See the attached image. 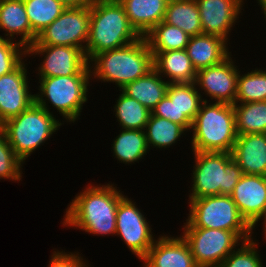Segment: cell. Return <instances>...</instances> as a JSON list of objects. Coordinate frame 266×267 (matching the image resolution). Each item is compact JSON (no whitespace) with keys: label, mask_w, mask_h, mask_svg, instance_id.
I'll return each mask as SVG.
<instances>
[{"label":"cell","mask_w":266,"mask_h":267,"mask_svg":"<svg viewBox=\"0 0 266 267\" xmlns=\"http://www.w3.org/2000/svg\"><path fill=\"white\" fill-rule=\"evenodd\" d=\"M25 163L15 154L9 145L5 132L0 125V181L19 182L23 179V166Z\"/></svg>","instance_id":"836d02e7"},{"label":"cell","mask_w":266,"mask_h":267,"mask_svg":"<svg viewBox=\"0 0 266 267\" xmlns=\"http://www.w3.org/2000/svg\"><path fill=\"white\" fill-rule=\"evenodd\" d=\"M119 134L112 140L111 152L117 163L133 165L145 160L149 147L144 130L121 129ZM119 161V162H118Z\"/></svg>","instance_id":"cb8c5ba5"},{"label":"cell","mask_w":266,"mask_h":267,"mask_svg":"<svg viewBox=\"0 0 266 267\" xmlns=\"http://www.w3.org/2000/svg\"><path fill=\"white\" fill-rule=\"evenodd\" d=\"M238 135L266 133V101L233 105Z\"/></svg>","instance_id":"f1b7e54d"},{"label":"cell","mask_w":266,"mask_h":267,"mask_svg":"<svg viewBox=\"0 0 266 267\" xmlns=\"http://www.w3.org/2000/svg\"><path fill=\"white\" fill-rule=\"evenodd\" d=\"M133 198L127 195L119 202L116 212V234L135 257L141 261L158 236L150 221ZM156 236V237H155Z\"/></svg>","instance_id":"8fae6325"},{"label":"cell","mask_w":266,"mask_h":267,"mask_svg":"<svg viewBox=\"0 0 266 267\" xmlns=\"http://www.w3.org/2000/svg\"><path fill=\"white\" fill-rule=\"evenodd\" d=\"M189 133L192 151L231 153L238 137L233 105L203 101Z\"/></svg>","instance_id":"277c9868"},{"label":"cell","mask_w":266,"mask_h":267,"mask_svg":"<svg viewBox=\"0 0 266 267\" xmlns=\"http://www.w3.org/2000/svg\"><path fill=\"white\" fill-rule=\"evenodd\" d=\"M230 196L241 216L256 231L266 215V176L243 174Z\"/></svg>","instance_id":"e0dca14e"},{"label":"cell","mask_w":266,"mask_h":267,"mask_svg":"<svg viewBox=\"0 0 266 267\" xmlns=\"http://www.w3.org/2000/svg\"><path fill=\"white\" fill-rule=\"evenodd\" d=\"M27 60L28 58L11 73L0 76V125L19 115L35 102L28 75L30 73L27 71Z\"/></svg>","instance_id":"9a60e30c"},{"label":"cell","mask_w":266,"mask_h":267,"mask_svg":"<svg viewBox=\"0 0 266 267\" xmlns=\"http://www.w3.org/2000/svg\"><path fill=\"white\" fill-rule=\"evenodd\" d=\"M144 132L149 150L155 148L160 151L164 149L168 150L172 146L174 147L178 141L180 142L181 138L188 135L187 131L181 125L155 116L152 113L144 128Z\"/></svg>","instance_id":"484cf974"},{"label":"cell","mask_w":266,"mask_h":267,"mask_svg":"<svg viewBox=\"0 0 266 267\" xmlns=\"http://www.w3.org/2000/svg\"><path fill=\"white\" fill-rule=\"evenodd\" d=\"M27 58V49L20 43L0 35V76L11 73Z\"/></svg>","instance_id":"e575fe53"},{"label":"cell","mask_w":266,"mask_h":267,"mask_svg":"<svg viewBox=\"0 0 266 267\" xmlns=\"http://www.w3.org/2000/svg\"><path fill=\"white\" fill-rule=\"evenodd\" d=\"M163 22L178 27L190 37L203 33L195 0H169Z\"/></svg>","instance_id":"4316f807"},{"label":"cell","mask_w":266,"mask_h":267,"mask_svg":"<svg viewBox=\"0 0 266 267\" xmlns=\"http://www.w3.org/2000/svg\"><path fill=\"white\" fill-rule=\"evenodd\" d=\"M190 173L188 199L214 195H231L243 175L241 168L228 152H196Z\"/></svg>","instance_id":"8992f818"},{"label":"cell","mask_w":266,"mask_h":267,"mask_svg":"<svg viewBox=\"0 0 266 267\" xmlns=\"http://www.w3.org/2000/svg\"><path fill=\"white\" fill-rule=\"evenodd\" d=\"M137 33L144 37L164 19L169 0H118Z\"/></svg>","instance_id":"7402d4cb"},{"label":"cell","mask_w":266,"mask_h":267,"mask_svg":"<svg viewBox=\"0 0 266 267\" xmlns=\"http://www.w3.org/2000/svg\"><path fill=\"white\" fill-rule=\"evenodd\" d=\"M259 246L256 236L243 241L223 260L219 267H264L265 263Z\"/></svg>","instance_id":"d6a6232c"},{"label":"cell","mask_w":266,"mask_h":267,"mask_svg":"<svg viewBox=\"0 0 266 267\" xmlns=\"http://www.w3.org/2000/svg\"><path fill=\"white\" fill-rule=\"evenodd\" d=\"M261 225H262V232L261 233H263L264 232V234H261V235H264V238H265V240H266V215H265V217L263 218V220L261 221Z\"/></svg>","instance_id":"f35d334b"},{"label":"cell","mask_w":266,"mask_h":267,"mask_svg":"<svg viewBox=\"0 0 266 267\" xmlns=\"http://www.w3.org/2000/svg\"><path fill=\"white\" fill-rule=\"evenodd\" d=\"M66 7H82L90 5L91 0H59Z\"/></svg>","instance_id":"8d00e7d4"},{"label":"cell","mask_w":266,"mask_h":267,"mask_svg":"<svg viewBox=\"0 0 266 267\" xmlns=\"http://www.w3.org/2000/svg\"><path fill=\"white\" fill-rule=\"evenodd\" d=\"M37 79L38 87L36 85L35 89L38 92L34 93L35 102L50 114H54L56 110L57 115L62 116L63 124L78 122L84 110L83 106L88 103L89 88L93 84L91 75L38 77Z\"/></svg>","instance_id":"5b68a950"},{"label":"cell","mask_w":266,"mask_h":267,"mask_svg":"<svg viewBox=\"0 0 266 267\" xmlns=\"http://www.w3.org/2000/svg\"><path fill=\"white\" fill-rule=\"evenodd\" d=\"M32 31L39 35L67 8L59 0H23Z\"/></svg>","instance_id":"1f68e13d"},{"label":"cell","mask_w":266,"mask_h":267,"mask_svg":"<svg viewBox=\"0 0 266 267\" xmlns=\"http://www.w3.org/2000/svg\"><path fill=\"white\" fill-rule=\"evenodd\" d=\"M93 82L109 83L122 89L126 84L148 74L153 65V54L144 37L118 48L100 52L90 61Z\"/></svg>","instance_id":"7a4b0ae2"},{"label":"cell","mask_w":266,"mask_h":267,"mask_svg":"<svg viewBox=\"0 0 266 267\" xmlns=\"http://www.w3.org/2000/svg\"><path fill=\"white\" fill-rule=\"evenodd\" d=\"M243 69L246 72L239 70L237 78L235 103L266 101V66Z\"/></svg>","instance_id":"4dcf8cb0"},{"label":"cell","mask_w":266,"mask_h":267,"mask_svg":"<svg viewBox=\"0 0 266 267\" xmlns=\"http://www.w3.org/2000/svg\"><path fill=\"white\" fill-rule=\"evenodd\" d=\"M90 5L67 7L30 46H70L85 51L89 37Z\"/></svg>","instance_id":"30bf717a"},{"label":"cell","mask_w":266,"mask_h":267,"mask_svg":"<svg viewBox=\"0 0 266 267\" xmlns=\"http://www.w3.org/2000/svg\"><path fill=\"white\" fill-rule=\"evenodd\" d=\"M141 36L130 24L123 6L116 0H91L86 56L127 46Z\"/></svg>","instance_id":"3957f363"},{"label":"cell","mask_w":266,"mask_h":267,"mask_svg":"<svg viewBox=\"0 0 266 267\" xmlns=\"http://www.w3.org/2000/svg\"><path fill=\"white\" fill-rule=\"evenodd\" d=\"M229 48L230 43L223 38L202 33L190 37L185 50L198 71L223 62L232 54Z\"/></svg>","instance_id":"44dd1931"},{"label":"cell","mask_w":266,"mask_h":267,"mask_svg":"<svg viewBox=\"0 0 266 267\" xmlns=\"http://www.w3.org/2000/svg\"><path fill=\"white\" fill-rule=\"evenodd\" d=\"M117 186L111 181L105 184L88 183L67 205L62 227L85 231L93 236L115 237L117 207L126 196Z\"/></svg>","instance_id":"6da1fadb"},{"label":"cell","mask_w":266,"mask_h":267,"mask_svg":"<svg viewBox=\"0 0 266 267\" xmlns=\"http://www.w3.org/2000/svg\"><path fill=\"white\" fill-rule=\"evenodd\" d=\"M202 102L194 82L169 83L166 95L151 113L181 125L189 134Z\"/></svg>","instance_id":"4fadbf2b"},{"label":"cell","mask_w":266,"mask_h":267,"mask_svg":"<svg viewBox=\"0 0 266 267\" xmlns=\"http://www.w3.org/2000/svg\"><path fill=\"white\" fill-rule=\"evenodd\" d=\"M151 52L186 49L190 36L176 26L161 22L145 36Z\"/></svg>","instance_id":"f546056e"},{"label":"cell","mask_w":266,"mask_h":267,"mask_svg":"<svg viewBox=\"0 0 266 267\" xmlns=\"http://www.w3.org/2000/svg\"><path fill=\"white\" fill-rule=\"evenodd\" d=\"M168 85L169 83L155 69H152L145 76L126 84L120 90L152 112L166 95Z\"/></svg>","instance_id":"d4e9b609"},{"label":"cell","mask_w":266,"mask_h":267,"mask_svg":"<svg viewBox=\"0 0 266 267\" xmlns=\"http://www.w3.org/2000/svg\"><path fill=\"white\" fill-rule=\"evenodd\" d=\"M257 1V6H260L259 8H260V12H261V14H263V18L265 19V21H266V0H256Z\"/></svg>","instance_id":"74e56055"},{"label":"cell","mask_w":266,"mask_h":267,"mask_svg":"<svg viewBox=\"0 0 266 267\" xmlns=\"http://www.w3.org/2000/svg\"><path fill=\"white\" fill-rule=\"evenodd\" d=\"M238 64L231 54L220 64L197 71L194 83L203 101L235 104Z\"/></svg>","instance_id":"5bb4252c"},{"label":"cell","mask_w":266,"mask_h":267,"mask_svg":"<svg viewBox=\"0 0 266 267\" xmlns=\"http://www.w3.org/2000/svg\"><path fill=\"white\" fill-rule=\"evenodd\" d=\"M180 230L198 267H219L243 242L235 232L222 229L182 227Z\"/></svg>","instance_id":"9c48e42d"},{"label":"cell","mask_w":266,"mask_h":267,"mask_svg":"<svg viewBox=\"0 0 266 267\" xmlns=\"http://www.w3.org/2000/svg\"><path fill=\"white\" fill-rule=\"evenodd\" d=\"M60 118L34 102L19 115L1 124L9 145L25 163L63 126Z\"/></svg>","instance_id":"52a82bcc"},{"label":"cell","mask_w":266,"mask_h":267,"mask_svg":"<svg viewBox=\"0 0 266 267\" xmlns=\"http://www.w3.org/2000/svg\"><path fill=\"white\" fill-rule=\"evenodd\" d=\"M200 14L202 32L223 38L230 43V34L244 13L247 0H195ZM243 10V11H242Z\"/></svg>","instance_id":"2e32d148"},{"label":"cell","mask_w":266,"mask_h":267,"mask_svg":"<svg viewBox=\"0 0 266 267\" xmlns=\"http://www.w3.org/2000/svg\"><path fill=\"white\" fill-rule=\"evenodd\" d=\"M189 213L181 227H201L235 232L243 241L255 237L254 229L238 211L230 195L188 199Z\"/></svg>","instance_id":"ba28073f"},{"label":"cell","mask_w":266,"mask_h":267,"mask_svg":"<svg viewBox=\"0 0 266 267\" xmlns=\"http://www.w3.org/2000/svg\"><path fill=\"white\" fill-rule=\"evenodd\" d=\"M231 155L243 174L266 176V133L238 135Z\"/></svg>","instance_id":"d6986e66"},{"label":"cell","mask_w":266,"mask_h":267,"mask_svg":"<svg viewBox=\"0 0 266 267\" xmlns=\"http://www.w3.org/2000/svg\"><path fill=\"white\" fill-rule=\"evenodd\" d=\"M152 54L154 69L168 83H190L195 81L197 71L185 49L152 52Z\"/></svg>","instance_id":"603a6c76"},{"label":"cell","mask_w":266,"mask_h":267,"mask_svg":"<svg viewBox=\"0 0 266 267\" xmlns=\"http://www.w3.org/2000/svg\"><path fill=\"white\" fill-rule=\"evenodd\" d=\"M30 57H41V62L35 70L38 77L91 75L85 51L78 47L29 46L27 58Z\"/></svg>","instance_id":"7c38bea8"},{"label":"cell","mask_w":266,"mask_h":267,"mask_svg":"<svg viewBox=\"0 0 266 267\" xmlns=\"http://www.w3.org/2000/svg\"><path fill=\"white\" fill-rule=\"evenodd\" d=\"M0 31L4 32L3 38L16 41L26 49L36 41L23 0H0Z\"/></svg>","instance_id":"ffe728a7"},{"label":"cell","mask_w":266,"mask_h":267,"mask_svg":"<svg viewBox=\"0 0 266 267\" xmlns=\"http://www.w3.org/2000/svg\"><path fill=\"white\" fill-rule=\"evenodd\" d=\"M143 267H198L181 234H160L140 261Z\"/></svg>","instance_id":"ac0fdd59"},{"label":"cell","mask_w":266,"mask_h":267,"mask_svg":"<svg viewBox=\"0 0 266 267\" xmlns=\"http://www.w3.org/2000/svg\"><path fill=\"white\" fill-rule=\"evenodd\" d=\"M118 98H115V103L111 111L115 115L117 125L121 129H137L144 130L151 111L140 104L136 99L128 97L119 90Z\"/></svg>","instance_id":"83f0119b"},{"label":"cell","mask_w":266,"mask_h":267,"mask_svg":"<svg viewBox=\"0 0 266 267\" xmlns=\"http://www.w3.org/2000/svg\"><path fill=\"white\" fill-rule=\"evenodd\" d=\"M48 267H92L84 255L79 251H65L53 248ZM81 253V254H80ZM83 255V256H82Z\"/></svg>","instance_id":"d590c367"}]
</instances>
